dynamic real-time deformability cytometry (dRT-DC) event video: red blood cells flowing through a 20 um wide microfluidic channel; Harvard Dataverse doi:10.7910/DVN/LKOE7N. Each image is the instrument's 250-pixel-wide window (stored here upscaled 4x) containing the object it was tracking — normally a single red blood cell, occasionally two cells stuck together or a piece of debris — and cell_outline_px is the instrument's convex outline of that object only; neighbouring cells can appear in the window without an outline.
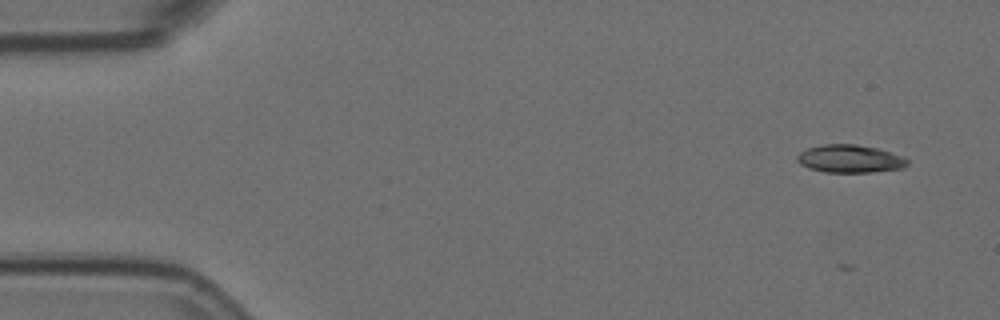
{"species": "Egyptian fruit bat (a non-hibernating species)", "species_latin": "Rousettus aegyptiacus", "temperature_condition": "room temperature", "stored_images_in_passage": 6, "camera_frame_rate_fps": 3000, "um_per_image_px": 0.085, "animal": {"sex": "female"}, "frame": {"image": 1, "passage_image": 1, "time_ms": 0.0, "image_size_px": [1000, 320], "cell_outline_px": [[908, 164], [904, 168], [872, 172], [824, 172], [808, 168], [800, 164], [796, 160], [796, 156], [800, 152], [808, 148], [824, 144], [856, 144], [876, 148], [904, 156], [908, 160]], "centroid_in_image_um": [72.24, 13.5], "position_along_channel_um": 12.8, "area_um2": 17.98}}
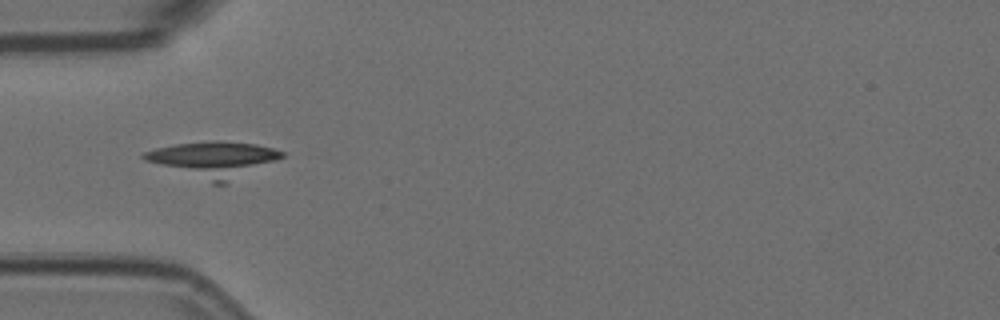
{"frame": {"image": 2, "passage_image": 5, "time_ms": 1.333, "image_size_px": [1000, 320], "cell_outline_px": [[284, 156], [276, 160], [224, 184], [212, 184], [144, 160], [140, 156], [144, 152], [156, 148], [176, 144], [212, 140], [220, 140], [256, 144], [272, 148], [284, 152]], "centroid_in_image_um": [18.12, 13.53], "position_along_channel_um": 66.9, "area_um2": 28.38}}
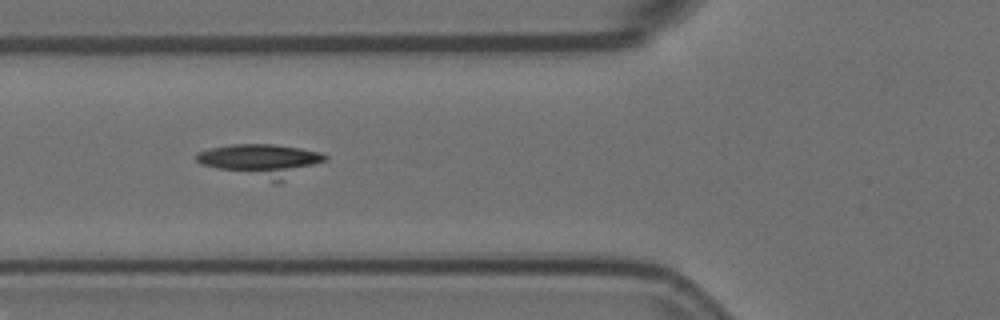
{"frame": {"image": 3, "passage_image": 6, "time_ms": 1.667, "image_size_px": [1000, 320], "cell_outline_px": [[328, 160], [280, 184], [272, 184], [200, 164], [196, 160], [196, 152], [212, 148], [232, 144], [272, 144], [300, 148], [320, 152], [328, 156]], "centroid_in_image_um": [22.25, 13.68], "position_along_channel_um": 103.6, "area_um2": 25.32}}